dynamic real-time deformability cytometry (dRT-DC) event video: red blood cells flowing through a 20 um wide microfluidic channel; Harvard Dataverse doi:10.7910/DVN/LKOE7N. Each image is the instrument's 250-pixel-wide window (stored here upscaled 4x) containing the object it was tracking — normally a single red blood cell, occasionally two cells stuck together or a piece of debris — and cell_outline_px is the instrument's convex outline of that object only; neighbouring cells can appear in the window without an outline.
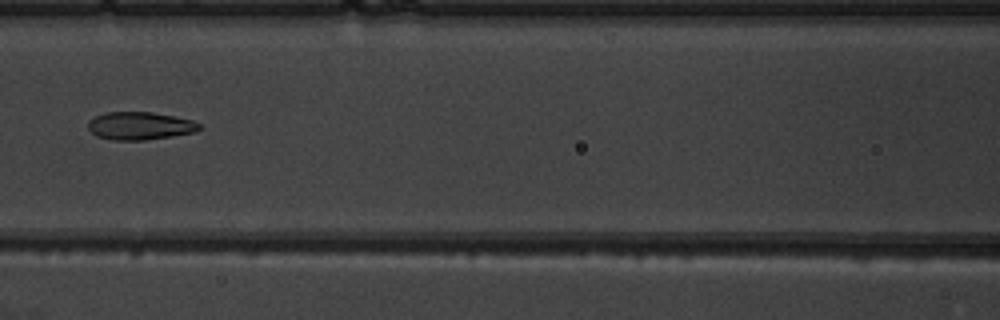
{"species": "common noctule bat (a hibernating species)", "species_latin": "Nyctalus noctula", "temperature_condition": "warm", "stored_images_in_passage": 6, "camera_frame_rate_fps": 3000, "um_per_image_px": 0.085, "animal": {"sex": "male", "body_mass_g": 19.5, "forearm_length_mm": 54.6}, "frame": {"image": 1, "passage_image": 6, "time_ms": 6.667, "image_size_px": [1000, 320], "cell_outline_px": [[200, 128], [196, 132], [172, 136], [144, 140], [112, 140], [96, 136], [88, 128], [88, 120], [104, 112], [152, 112], [192, 120], [200, 124]], "centroid_in_image_um": [11.87, 10.7], "position_along_channel_um": 154.7, "area_um2": 18.03}}